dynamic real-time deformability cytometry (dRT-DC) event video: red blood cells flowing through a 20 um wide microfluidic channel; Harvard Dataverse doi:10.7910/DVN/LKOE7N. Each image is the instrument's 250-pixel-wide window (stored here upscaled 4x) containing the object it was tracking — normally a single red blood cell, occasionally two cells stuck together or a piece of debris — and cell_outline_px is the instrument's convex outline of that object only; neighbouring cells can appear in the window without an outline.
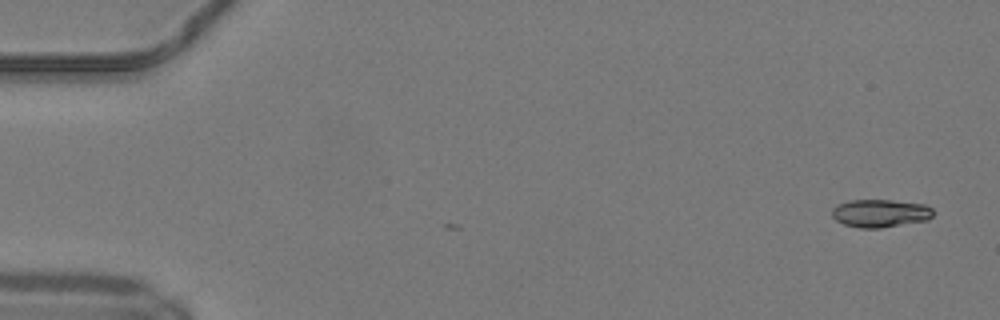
{"species": "common noctule bat (a hibernating species)", "species_latin": "Nyctalus noctula", "temperature_condition": "warm", "stored_images_in_passage": 4, "camera_frame_rate_fps": 3000, "um_per_image_px": 0.085, "animal": {"sex": "male", "body_mass_g": 19.2, "forearm_length_mm": 51.8}, "frame": {"image": 1, "passage_image": 1, "time_ms": 0.0, "image_size_px": [1000, 320], "cell_outline_px": [[932, 216], [928, 220], [880, 228], [860, 228], [844, 224], [836, 220], [832, 216], [832, 208], [836, 204], [848, 200], [892, 200], [924, 204], [932, 208]], "centroid_in_image_um": [74.79, 18.12], "position_along_channel_um": 10.2, "area_um2": 16.53}}